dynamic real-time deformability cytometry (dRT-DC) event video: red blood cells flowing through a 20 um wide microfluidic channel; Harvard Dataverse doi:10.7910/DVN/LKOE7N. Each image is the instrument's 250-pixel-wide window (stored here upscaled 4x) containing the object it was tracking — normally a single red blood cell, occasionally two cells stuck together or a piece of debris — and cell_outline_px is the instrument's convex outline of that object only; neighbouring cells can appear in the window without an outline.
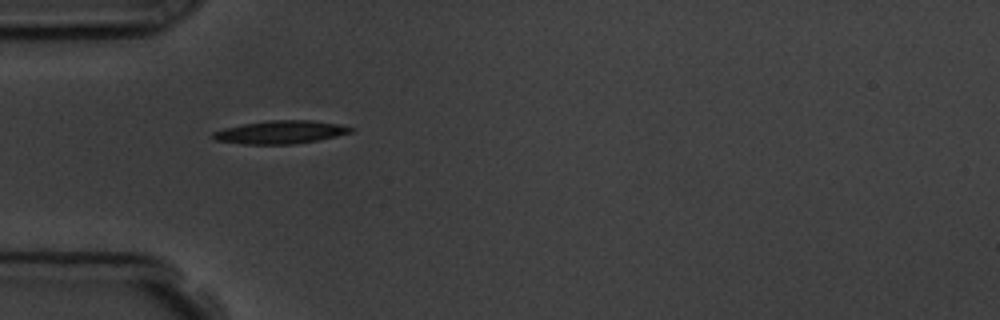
{"species": "common noctule bat (a hibernating species)", "species_latin": "Nyctalus noctula", "temperature_condition": "room temperature", "stored_images_in_passage": 2, "camera_frame_rate_fps": 3000, "um_per_image_px": 0.085, "animal": {"sex": "male", "body_mass_g": 19.5, "forearm_length_mm": 54.6}, "frame": {"image": 1, "passage_image": 1, "time_ms": 0.0, "image_size_px": [1000, 320], "cell_outline_px": [[356, 132], [316, 140], [292, 144], [244, 144], [216, 140], [212, 136], [212, 132], [224, 128], [244, 124], [268, 120], [312, 120], [336, 124], [356, 128]], "centroid_in_image_um": [23.88, 11.23], "position_along_channel_um": 61.1, "area_um2": 18.44}}
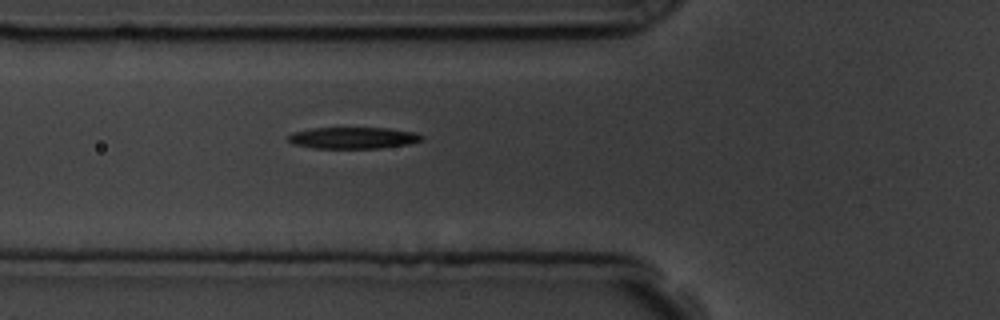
{"frame": {"image": 2, "passage_image": 2, "time_ms": 1.0, "image_size_px": [1000, 320], "cell_outline_px": [[424, 140], [408, 144], [380, 148], [312, 148], [292, 144], [288, 140], [288, 136], [292, 132], [312, 128], [388, 128], [416, 132], [424, 136]], "centroid_in_image_um": [30.03, 11.72], "position_along_channel_um": 95.8, "area_um2": 16.88}}